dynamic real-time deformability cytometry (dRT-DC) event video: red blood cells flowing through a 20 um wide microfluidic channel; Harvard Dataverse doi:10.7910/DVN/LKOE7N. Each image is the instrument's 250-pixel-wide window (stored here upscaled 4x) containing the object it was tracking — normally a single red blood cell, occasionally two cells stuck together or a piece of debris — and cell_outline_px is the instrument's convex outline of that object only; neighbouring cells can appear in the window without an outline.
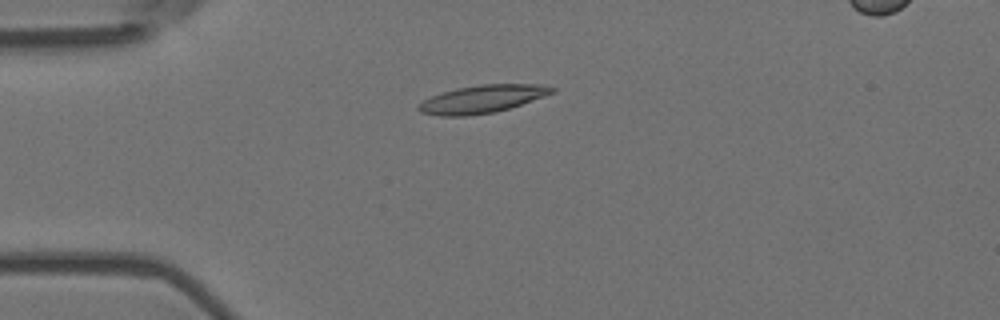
{"species": "Egyptian fruit bat (a non-hibernating species)", "species_latin": "Rousettus aegyptiacus", "temperature_condition": "room temperature", "stored_images_in_passage": 4, "camera_frame_rate_fps": 3000, "um_per_image_px": 0.085, "animal": {"sex": "female"}, "frame": {"image": 1, "passage_image": 2, "time_ms": 0.333, "image_size_px": [1000, 320], "cell_outline_px": [[556, 92], [496, 112], [468, 116], [440, 116], [420, 112], [416, 108], [424, 100], [432, 96], [456, 88], [480, 84], [548, 84], [556, 88]], "centroid_in_image_um": [41.02, 8.41], "position_along_channel_um": 44.0, "area_um2": 21.62}}
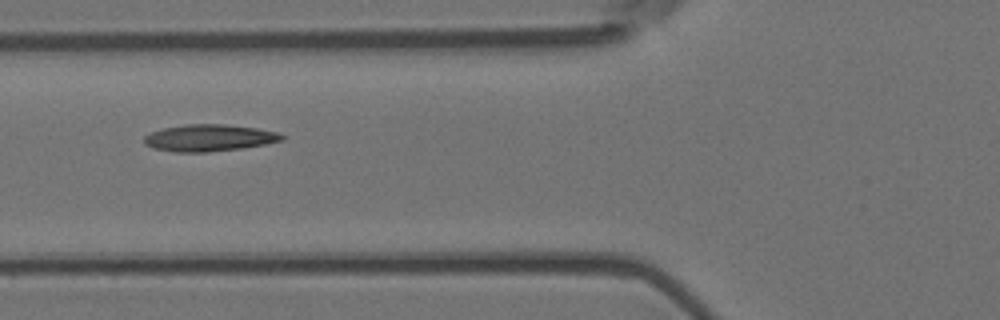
{"frame": {"image": 2, "passage_image": 4, "time_ms": 1.0, "image_size_px": [1000, 320], "cell_outline_px": [[284, 140], [264, 144], [240, 148], [208, 152], [176, 152], [152, 148], [144, 144], [144, 136], [152, 132], [164, 128], [184, 124], [224, 124], [256, 128], [276, 132], [284, 136]], "centroid_in_image_um": [17.74, 11.72], "position_along_channel_um": 108.1, "area_um2": 21.39}}